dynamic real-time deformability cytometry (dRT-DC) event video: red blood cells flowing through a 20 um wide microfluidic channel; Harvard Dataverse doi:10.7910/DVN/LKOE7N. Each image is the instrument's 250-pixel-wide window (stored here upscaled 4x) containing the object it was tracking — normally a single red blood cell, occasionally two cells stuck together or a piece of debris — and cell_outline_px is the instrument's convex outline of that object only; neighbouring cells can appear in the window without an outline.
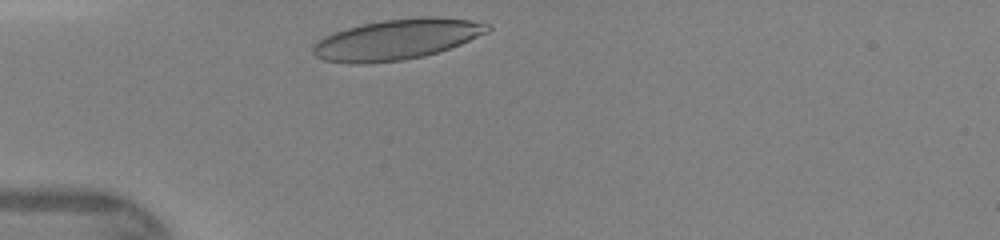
{"species": "human", "species_latin": "Homo sapiens", "temperature_condition": "warm", "stored_images_in_passage": 26, "camera_frame_rate_fps": 3000, "um_per_image_px": 0.085, "donor": {"sex": "female"}, "frame": {"image": 1, "passage_image": 1, "time_ms": 0.0, "image_size_px": [1000, 240], "cell_outline_px": [[492, 28], [488, 32], [460, 44], [424, 56], [404, 60], [364, 64], [352, 64], [324, 60], [316, 56], [312, 52], [312, 48], [324, 36], [348, 28], [364, 24], [384, 20], [420, 16], [440, 16], [468, 20], [488, 24]], "centroid_in_image_um": [33.74, 3.35], "position_along_channel_um": 51.3, "area_um2": 40.92}}
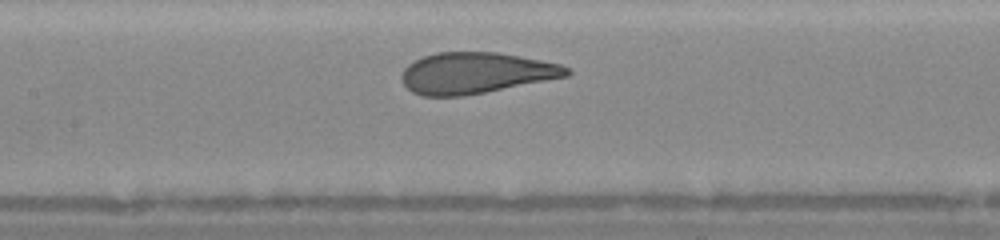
{"frame": {"image": 2, "passage_image": 10, "time_ms": 3.0, "image_size_px": [1000, 240], "cell_outline_px": [[572, 72], [568, 76], [464, 96], [424, 96], [412, 92], [404, 84], [400, 76], [404, 68], [408, 64], [424, 56], [436, 52], [496, 52], [520, 56], [560, 64], [568, 68]], "centroid_in_image_um": [40.42, 6.2], "position_along_channel_um": 167.0, "area_um2": 39.36}}
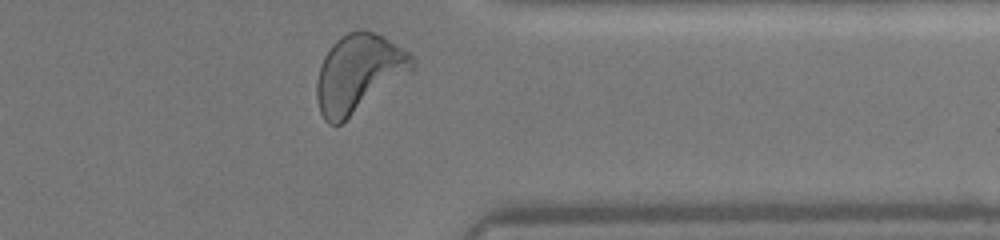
{"frame": {"image": 3, "passage_image": 25, "time_ms": 8.0, "image_size_px": [1000, 240], "cell_outline_px": [[416, 68], [340, 124], [328, 124], [324, 120], [320, 112], [316, 96], [316, 84], [320, 68], [324, 56], [332, 44], [340, 36], [348, 32], [360, 28], [364, 28], [384, 36], [404, 48], [416, 60]], "centroid_in_image_um": [30.49, 6.19], "position_along_channel_um": 380.9, "area_um2": 43.41}}